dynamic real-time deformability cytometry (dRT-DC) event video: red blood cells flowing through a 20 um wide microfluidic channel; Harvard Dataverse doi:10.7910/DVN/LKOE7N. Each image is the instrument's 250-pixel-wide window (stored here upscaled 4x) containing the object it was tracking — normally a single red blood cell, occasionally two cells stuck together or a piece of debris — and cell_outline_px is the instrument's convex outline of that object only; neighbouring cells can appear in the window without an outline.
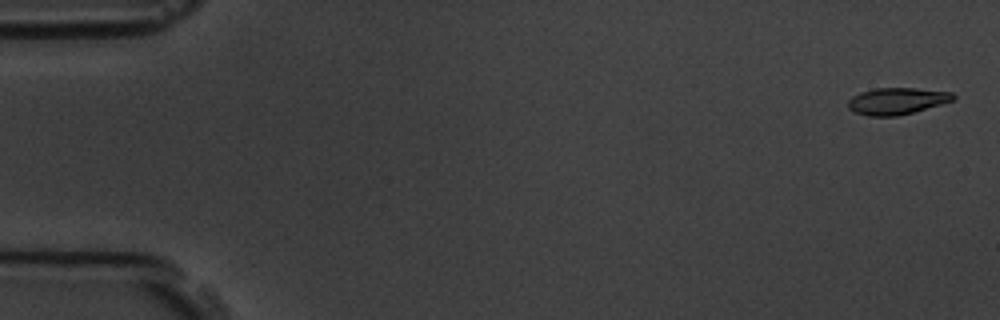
{"species": "common noctule bat (a hibernating species)", "species_latin": "Nyctalus noctula", "temperature_condition": "room temperature", "stored_images_in_passage": 6, "segment_of_instrument_passage": [2, 2], "camera_frame_rate_fps": 3000, "um_per_image_px": 0.085, "animal": {"sex": "male", "body_mass_g": 19.5, "forearm_length_mm": 54.6}, "frame": {"image": 1, "passage_image": 6, "time_ms": 6.667, "image_size_px": [1000, 320], "cell_outline_px": [[956, 100], [912, 112], [896, 116], [868, 116], [856, 112], [848, 108], [848, 100], [852, 96], [860, 92], [876, 88], [916, 88], [952, 92], [956, 96]], "centroid_in_image_um": [76.25, 8.58], "position_along_channel_um": 8.8, "area_um2": 16.36}}